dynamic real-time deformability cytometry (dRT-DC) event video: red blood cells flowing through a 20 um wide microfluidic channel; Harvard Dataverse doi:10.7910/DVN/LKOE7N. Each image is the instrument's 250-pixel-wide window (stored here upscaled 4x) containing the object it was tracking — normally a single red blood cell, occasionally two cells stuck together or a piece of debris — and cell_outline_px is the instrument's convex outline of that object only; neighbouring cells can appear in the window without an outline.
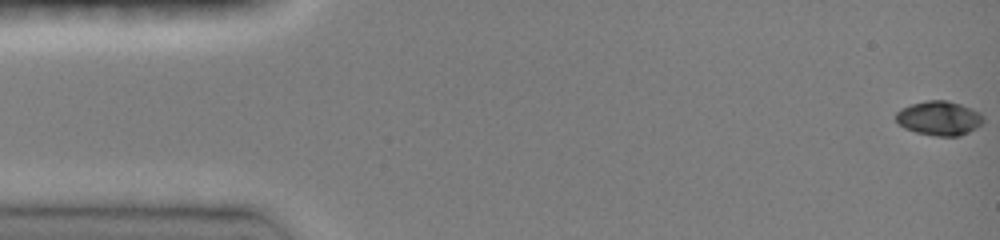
{"species": "common noctule bat (a hibernating species)", "species_latin": "Nyctalus noctula", "temperature_condition": "room temperature", "stored_images_in_passage": 47, "camera_frame_rate_fps": 3000, "um_per_image_px": 0.085, "animal": {"sex": "female", "body_mass_g": 19.0, "forearm_length_mm": 51.5}, "frame": {"image": 1, "passage_image": 1, "time_ms": 0.0, "image_size_px": [1000, 240], "cell_outline_px": [[984, 120], [976, 128], [960, 136], [936, 136], [916, 132], [904, 128], [896, 120], [896, 112], [900, 108], [924, 100], [944, 100], [960, 104], [972, 108], [980, 112], [984, 116]], "centroid_in_image_um": [79.83, 10.04], "position_along_channel_um": 5.2, "area_um2": 17.51}}
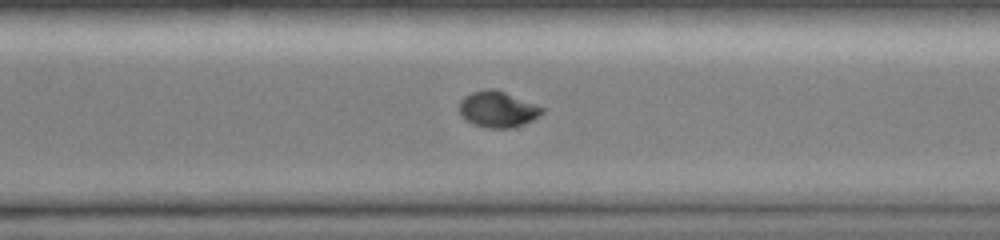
{"frame": {"image": 2, "passage_image": 34, "time_ms": 11.0, "image_size_px": [1000, 240], "cell_outline_px": [[544, 112], [532, 120], [524, 124], [512, 128], [488, 128], [472, 124], [464, 120], [460, 116], [460, 100], [464, 96], [472, 92], [488, 88], [496, 88], [536, 104], [544, 108]], "centroid_in_image_um": [42.29, 9.29], "position_along_channel_um": 328.3, "area_um2": 17.63}}
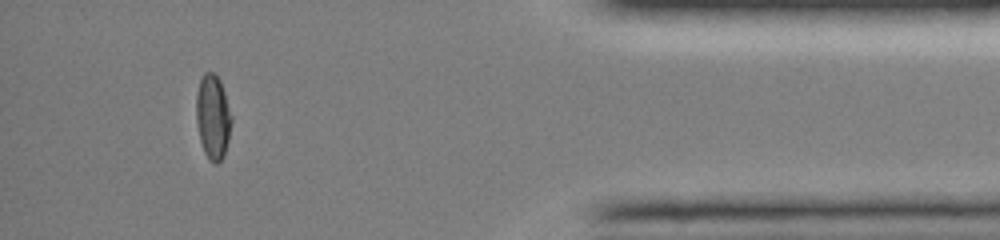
{"frame": {"image": 3, "passage_image": 43, "time_ms": 14.0, "image_size_px": [1000, 240], "cell_outline_px": [[232, 120], [228, 140], [224, 156], [216, 164], [208, 160], [204, 152], [200, 140], [196, 120], [196, 96], [200, 80], [204, 72], [216, 72], [220, 80], [232, 116]], "centroid_in_image_um": [18.09, 9.93], "position_along_channel_um": 417.1, "area_um2": 17.46}, "authors_computed_cell_mechanics": {"area_um2": 17.5712, "velocity_mm_per_s": 4.1328, "shape_relaxation_time_tau1_ms": 4.0166, "shape_relaxation_time_tau2_ms": null, "deformation_change_tau1": 0.1744, "deformation_change_tau2": null}}